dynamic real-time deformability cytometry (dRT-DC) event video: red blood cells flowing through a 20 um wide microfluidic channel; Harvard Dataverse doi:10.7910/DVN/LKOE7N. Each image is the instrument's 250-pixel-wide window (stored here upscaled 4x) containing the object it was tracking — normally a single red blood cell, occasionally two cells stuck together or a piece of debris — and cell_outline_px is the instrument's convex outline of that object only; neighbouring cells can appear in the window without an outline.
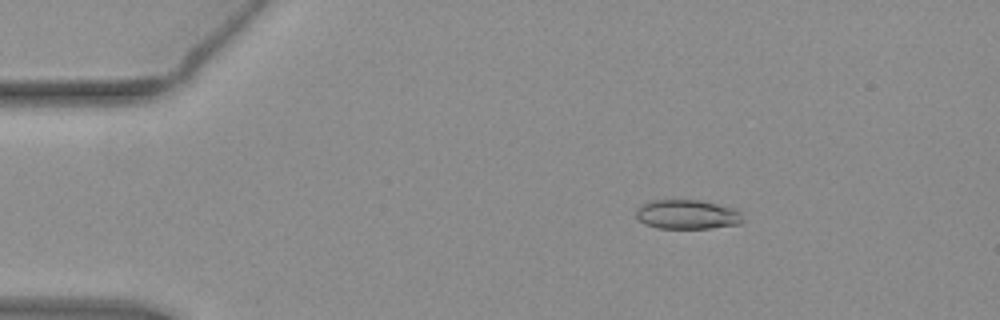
{"species": "common noctule bat (a hibernating species)", "species_latin": "Nyctalus noctula", "temperature_condition": "warm", "stored_images_in_passage": 48, "camera_frame_rate_fps": 3000, "um_per_image_px": 0.085, "animal": {"sex": "female", "body_mass_g": 19.3, "forearm_length_mm": 54.1}, "frame": {"image": 1, "passage_image": 3, "time_ms": 0.667, "image_size_px": [1000, 320], "cell_outline_px": [[744, 220], [740, 224], [708, 228], [656, 228], [644, 224], [636, 216], [636, 208], [640, 204], [652, 200], [700, 200], [732, 208], [740, 212]], "centroid_in_image_um": [58.37, 18.23], "position_along_channel_um": 26.6, "area_um2": 18.26}}
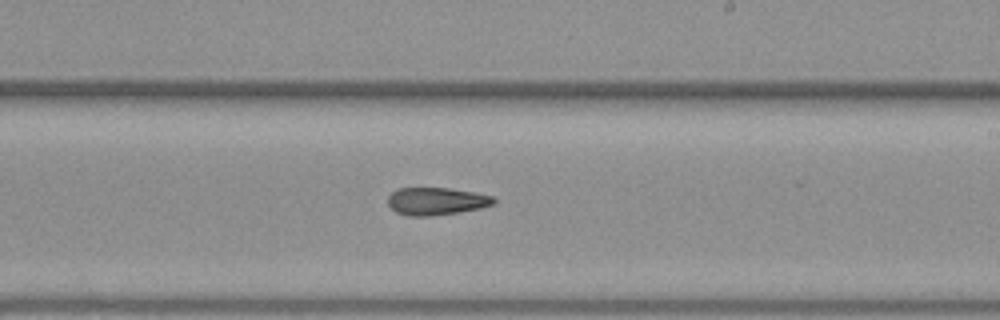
{"frame": {"image": 2, "passage_image": 26, "time_ms": 8.333, "image_size_px": [1000, 320], "cell_outline_px": [[496, 204], [480, 208], [460, 212], [432, 216], [408, 216], [396, 212], [388, 204], [388, 196], [396, 188], [448, 188], [472, 192], [492, 196], [496, 200]], "centroid_in_image_um": [37.08, 17.11], "position_along_channel_um": 251.9, "area_um2": 17.05}}
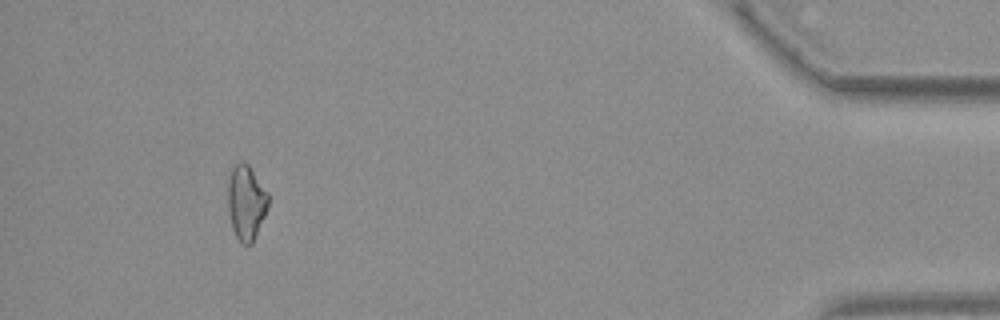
{"frame": {"image": 3, "passage_image": 44, "time_ms": 14.333, "image_size_px": [1000, 320], "cell_outline_px": [[268, 204], [264, 216], [252, 244], [240, 244], [232, 228], [228, 212], [228, 180], [232, 168], [240, 160], [248, 164], [268, 192]], "centroid_in_image_um": [20.91, 17.21], "position_along_channel_um": 414.3, "area_um2": 17.57}, "authors_computed_cell_mechanics": {"area_um2": 17.8313, "velocity_mm_per_s": 3.8254, "shape_relaxation_time_tau1_ms": null, "shape_relaxation_time_tau2_ms": 8.0253, "deformation_change_tau1": null, "deformation_change_tau2": 0.1967}}